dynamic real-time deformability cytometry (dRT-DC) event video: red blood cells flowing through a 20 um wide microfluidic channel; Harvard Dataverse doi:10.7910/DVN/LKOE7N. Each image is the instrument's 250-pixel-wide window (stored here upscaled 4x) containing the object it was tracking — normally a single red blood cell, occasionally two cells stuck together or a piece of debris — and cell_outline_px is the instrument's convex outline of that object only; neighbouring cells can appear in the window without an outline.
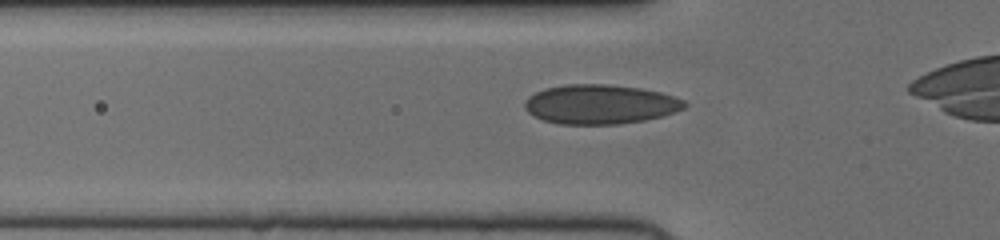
{"species": "human", "species_latin": "Homo sapiens", "temperature_condition": "cold", "stored_images_in_passage": 30, "camera_frame_rate_fps": 3000, "um_per_image_px": 0.085, "donor": {"sex": "female"}, "frame": {"image": 1, "passage_image": 5, "time_ms": 1.333, "image_size_px": [1000, 240], "cell_outline_px": [[688, 104], [684, 108], [664, 116], [644, 120], [616, 124], [560, 124], [544, 120], [528, 112], [524, 108], [524, 100], [528, 96], [544, 88], [564, 84], [608, 84], [640, 88], [660, 92], [684, 100]], "centroid_in_image_um": [51.0, 8.86], "position_along_channel_um": 74.8, "area_um2": 36.76}}
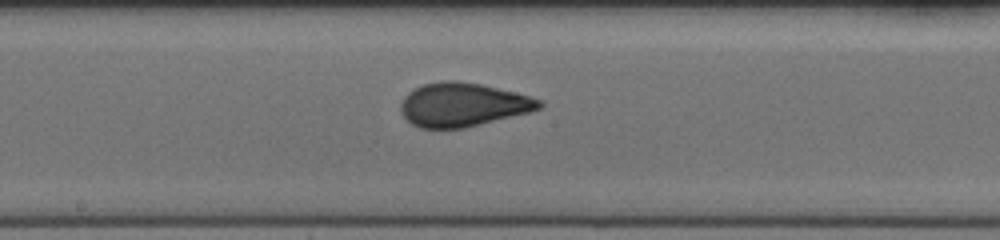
{"frame": {"image": 2, "passage_image": 15, "time_ms": 4.667, "image_size_px": [1000, 240], "cell_outline_px": [[544, 104], [540, 108], [528, 112], [464, 128], [420, 128], [412, 124], [400, 112], [400, 104], [404, 96], [408, 92], [424, 84], [440, 80], [456, 80], [480, 84], [528, 96], [540, 100]], "centroid_in_image_um": [39.28, 8.89], "position_along_channel_um": 208.9, "area_um2": 34.91}}
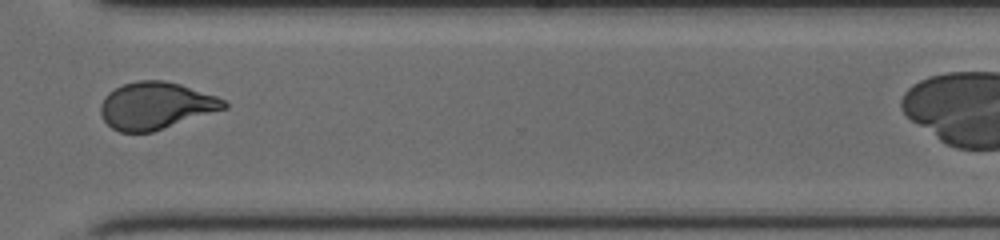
{"frame": {"image": 3, "passage_image": 26, "time_ms": 8.333, "image_size_px": [1000, 240], "cell_outline_px": [[228, 108], [152, 132], [120, 132], [112, 128], [104, 120], [100, 112], [100, 104], [104, 96], [108, 92], [124, 84], [136, 80], [164, 80], [180, 84], [216, 96], [224, 100], [228, 104]], "centroid_in_image_um": [13.23, 8.98], "position_along_channel_um": 357.4, "area_um2": 33.87}}